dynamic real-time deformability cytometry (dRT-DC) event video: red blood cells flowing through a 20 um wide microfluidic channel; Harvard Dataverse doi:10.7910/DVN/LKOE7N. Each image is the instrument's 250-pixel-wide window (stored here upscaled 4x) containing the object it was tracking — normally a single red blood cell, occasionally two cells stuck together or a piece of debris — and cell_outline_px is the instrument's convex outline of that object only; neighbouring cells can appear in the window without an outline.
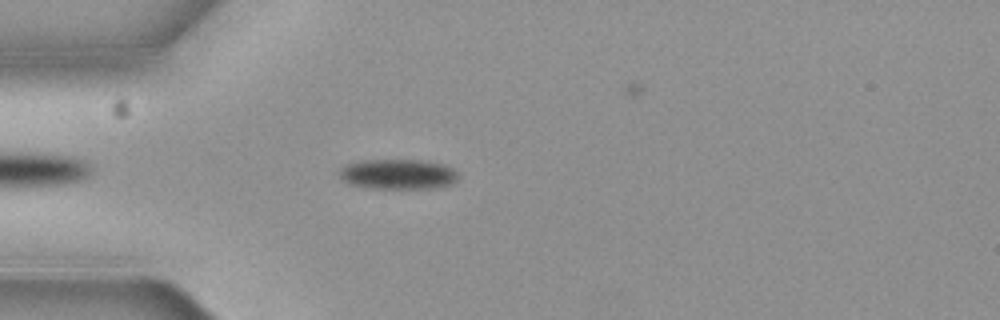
{"species": "common noctule bat (a hibernating species)", "species_latin": "Nyctalus noctula", "temperature_condition": "cold", "stored_images_in_passage": 5, "camera_frame_rate_fps": 3000, "um_per_image_px": 0.085, "animal": {"sex": "female", "body_mass_g": 19.3, "forearm_length_mm": 54.1}, "frame": {"image": 1, "passage_image": 3, "time_ms": 0.667, "image_size_px": [1000, 320], "cell_outline_px": [[460, 176], [452, 184], [432, 188], [372, 188], [348, 184], [336, 172], [344, 164], [360, 160], [428, 160], [444, 164], [452, 168]], "centroid_in_image_um": [33.81, 14.79], "position_along_channel_um": 51.2, "area_um2": 21.15}}